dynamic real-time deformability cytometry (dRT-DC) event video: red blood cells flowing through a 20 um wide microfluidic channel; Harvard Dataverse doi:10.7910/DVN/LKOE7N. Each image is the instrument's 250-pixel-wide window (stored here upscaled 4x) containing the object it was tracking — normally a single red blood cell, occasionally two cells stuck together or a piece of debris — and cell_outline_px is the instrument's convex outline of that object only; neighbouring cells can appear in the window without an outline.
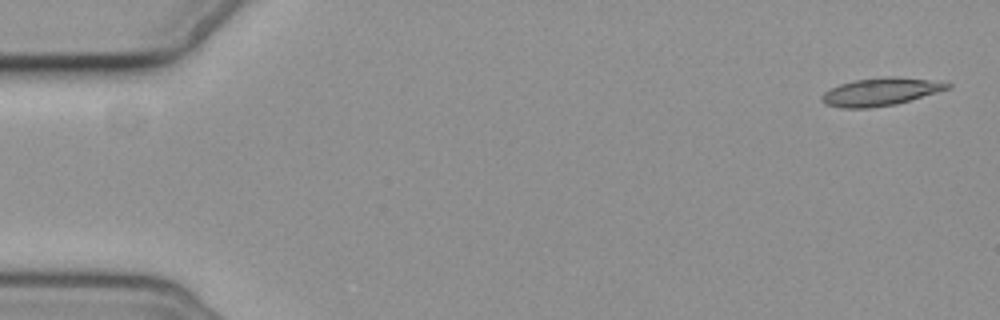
{"species": "common noctule bat (a hibernating species)", "species_latin": "Nyctalus noctula", "temperature_condition": "cold", "stored_images_in_passage": 6, "camera_frame_rate_fps": 3000, "um_per_image_px": 0.085, "animal": {"sex": "female", "body_mass_g": 19.3, "forearm_length_mm": 54.1}, "frame": {"image": 1, "passage_image": 1, "time_ms": 0.0, "image_size_px": [1000, 320], "cell_outline_px": [[952, 84], [948, 88], [936, 92], [896, 104], [872, 108], [840, 108], [824, 104], [820, 100], [820, 96], [824, 92], [840, 84], [856, 80], [888, 76], [892, 76], [924, 80]], "centroid_in_image_um": [74.73, 7.82], "position_along_channel_um": 10.3, "area_um2": 19.94}}